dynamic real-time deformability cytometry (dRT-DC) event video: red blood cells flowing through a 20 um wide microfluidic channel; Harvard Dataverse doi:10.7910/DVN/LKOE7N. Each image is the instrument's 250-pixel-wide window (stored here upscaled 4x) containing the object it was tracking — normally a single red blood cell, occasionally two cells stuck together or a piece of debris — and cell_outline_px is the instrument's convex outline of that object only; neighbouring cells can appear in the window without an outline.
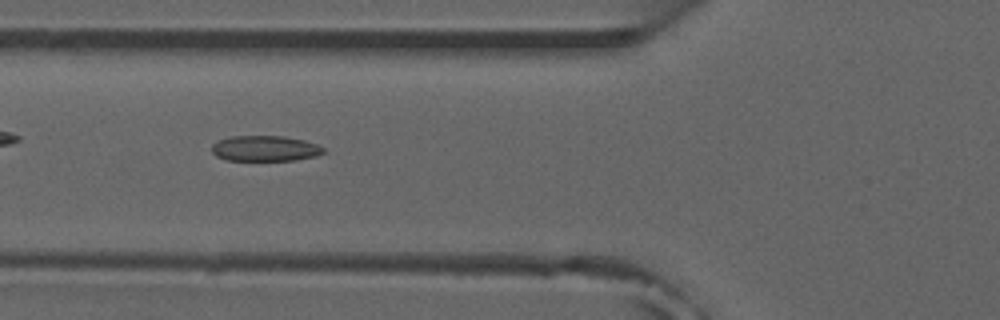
{"species": "common noctule bat (a hibernating species)", "species_latin": "Nyctalus noctula", "temperature_condition": "room temperature", "stored_images_in_passage": 39, "camera_frame_rate_fps": 3000, "um_per_image_px": 0.085, "animal": {"sex": "male", "forearm_length_mm": 52.5}, "frame": {"image": 1, "passage_image": 6, "time_ms": 1.667, "image_size_px": [1000, 320], "cell_outline_px": [[324, 152], [316, 156], [296, 160], [224, 160], [216, 156], [212, 152], [212, 144], [220, 140], [232, 136], [284, 136], [304, 140], [316, 144], [324, 148]], "centroid_in_image_um": [22.52, 12.62], "position_along_channel_um": 103.3, "area_um2": 16.59}, "authors_computed_cell_mechanics": {"area_um2": 16.5886, "velocity_mm_per_s": 3.8946, "shape_relaxation_time_tau1_ms": null, "shape_relaxation_time_tau2_ms": 3.3161, "deformation_change_tau1": null, "deformation_change_tau2": 0.1}}